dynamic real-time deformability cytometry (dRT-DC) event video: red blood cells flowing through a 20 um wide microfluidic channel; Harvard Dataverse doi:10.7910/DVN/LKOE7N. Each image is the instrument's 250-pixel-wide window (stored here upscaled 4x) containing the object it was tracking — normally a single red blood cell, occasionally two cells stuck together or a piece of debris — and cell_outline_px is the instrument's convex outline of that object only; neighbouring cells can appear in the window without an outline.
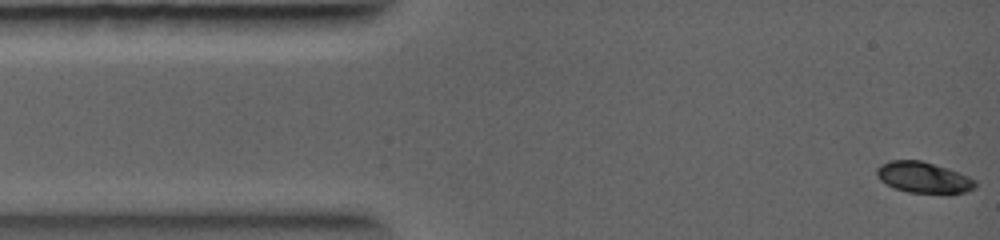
{"species": "common noctule bat (a hibernating species)", "species_latin": "Nyctalus noctula", "temperature_condition": "warm", "stored_images_in_passage": 4, "camera_frame_rate_fps": 5000, "um_per_image_px": 0.085, "animal": {"sex": "female", "body_mass_g": 19.0, "forearm_length_mm": 56.7}, "frame": {"image": 1, "passage_image": 1, "time_ms": 0.0, "image_size_px": [1000, 240], "cell_outline_px": [[976, 188], [952, 196], [948, 196], [908, 192], [896, 188], [880, 180], [876, 176], [876, 168], [880, 164], [888, 160], [920, 160], [948, 168], [968, 176], [976, 180]], "centroid_in_image_um": [78.54, 15.12], "position_along_channel_um": 6.5, "area_um2": 18.44}}
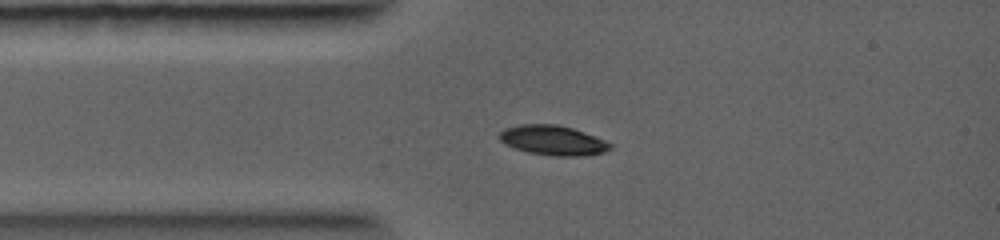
{"frame": {"image": 2, "passage_image": 4, "time_ms": 1.8, "image_size_px": [1000, 240], "cell_outline_px": [[612, 148], [604, 152], [584, 156], [552, 156], [528, 152], [504, 144], [496, 136], [504, 128], [520, 124], [556, 124], [572, 128], [584, 132], [604, 140], [612, 144]], "centroid_in_image_um": [46.97, 11.93], "position_along_channel_um": 38.0, "area_um2": 19.31}}